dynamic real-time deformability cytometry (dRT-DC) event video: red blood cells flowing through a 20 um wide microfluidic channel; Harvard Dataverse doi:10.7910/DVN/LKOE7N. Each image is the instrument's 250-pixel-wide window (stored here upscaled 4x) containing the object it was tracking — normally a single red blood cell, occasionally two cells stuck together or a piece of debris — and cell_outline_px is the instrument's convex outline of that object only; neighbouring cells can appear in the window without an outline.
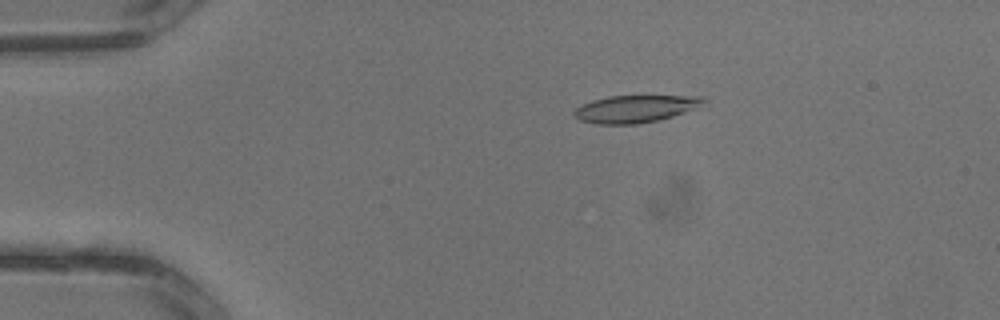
{"species": "common noctule bat (a hibernating species)", "species_latin": "Nyctalus noctula", "temperature_condition": "warm", "stored_images_in_passage": 3, "camera_frame_rate_fps": 3000, "um_per_image_px": 0.085, "animal": {"sex": "male", "body_mass_g": 13.3}, "frame": {"image": 1, "passage_image": 2, "time_ms": 0.333, "image_size_px": [1000, 320], "cell_outline_px": [[708, 100], [696, 108], [660, 120], [636, 124], [596, 124], [580, 120], [572, 112], [576, 108], [592, 100], [608, 96], [708, 96]], "centroid_in_image_um": [54.03, 9.24], "position_along_channel_um": 31.0, "area_um2": 20.58}}